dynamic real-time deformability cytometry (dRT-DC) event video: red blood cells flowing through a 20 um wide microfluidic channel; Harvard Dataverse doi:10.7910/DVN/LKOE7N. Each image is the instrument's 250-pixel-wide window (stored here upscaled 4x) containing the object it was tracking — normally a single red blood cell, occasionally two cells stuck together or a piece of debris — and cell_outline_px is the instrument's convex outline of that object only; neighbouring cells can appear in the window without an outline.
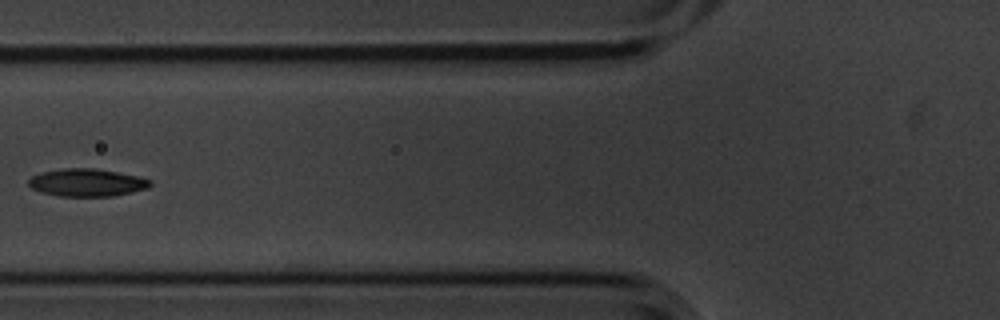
{"species": "common noctule bat (a hibernating species)", "species_latin": "Nyctalus noctula", "temperature_condition": "cold", "stored_images_in_passage": 6, "camera_frame_rate_fps": 3000, "um_per_image_px": 0.085, "animal": {"sex": "male", "body_mass_g": 20.1, "forearm_length_mm": 53.5}, "frame": {"image": 1, "passage_image": 6, "time_ms": 1.667, "image_size_px": [1000, 320], "cell_outline_px": [[152, 184], [148, 188], [132, 192], [112, 196], [60, 196], [40, 192], [32, 188], [28, 184], [28, 180], [32, 176], [44, 172], [64, 168], [96, 168], [136, 176], [152, 180]], "centroid_in_image_um": [7.39, 15.52], "position_along_channel_um": 118.4, "area_um2": 19.48}}